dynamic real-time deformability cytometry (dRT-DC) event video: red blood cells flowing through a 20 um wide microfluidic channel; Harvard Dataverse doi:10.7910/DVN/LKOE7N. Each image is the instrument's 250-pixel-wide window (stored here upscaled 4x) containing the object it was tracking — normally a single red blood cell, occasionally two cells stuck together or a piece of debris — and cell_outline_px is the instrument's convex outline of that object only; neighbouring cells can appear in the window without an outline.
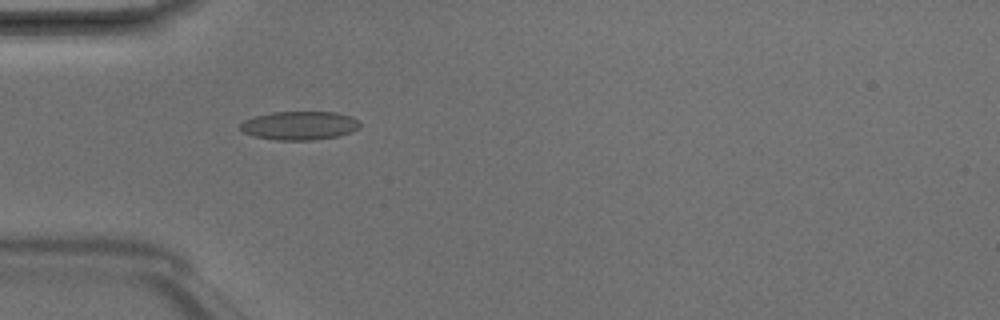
{"species": "Egyptian fruit bat (a non-hibernating species)", "species_latin": "Rousettus aegyptiacus", "temperature_condition": "room temperature", "stored_images_in_passage": 7, "camera_frame_rate_fps": 3000, "um_per_image_px": 0.085, "animal": {"sex": "male"}, "frame": {"image": 1, "passage_image": 5, "time_ms": 1.333, "image_size_px": [1000, 320], "cell_outline_px": [[360, 128], [352, 132], [336, 136], [312, 140], [276, 140], [252, 136], [244, 132], [240, 128], [240, 124], [244, 120], [256, 116], [272, 112], [336, 112], [352, 116], [360, 124]], "centroid_in_image_um": [25.46, 10.67], "position_along_channel_um": 59.5, "area_um2": 19.94}}
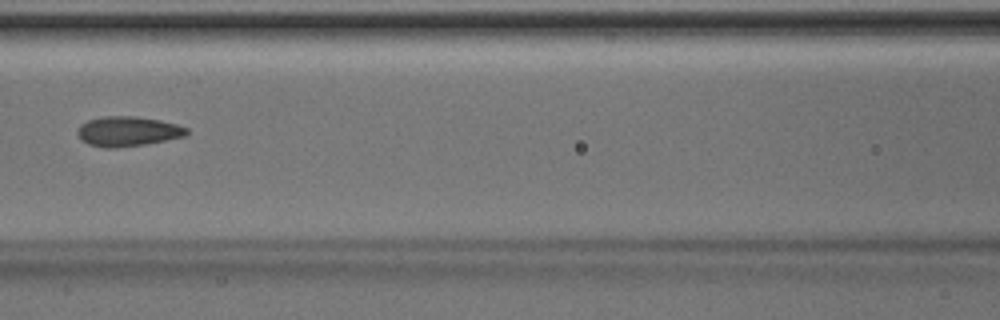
{"frame": {"image": 2, "passage_image": 7, "time_ms": 2.0, "image_size_px": [1000, 320], "cell_outline_px": [[188, 132], [184, 136], [144, 144], [116, 148], [104, 148], [88, 144], [80, 140], [76, 132], [80, 124], [88, 120], [104, 116], [136, 116], [160, 120], [176, 124], [188, 128]], "centroid_in_image_um": [10.81, 11.16], "position_along_channel_um": 155.8, "area_um2": 19.02}}